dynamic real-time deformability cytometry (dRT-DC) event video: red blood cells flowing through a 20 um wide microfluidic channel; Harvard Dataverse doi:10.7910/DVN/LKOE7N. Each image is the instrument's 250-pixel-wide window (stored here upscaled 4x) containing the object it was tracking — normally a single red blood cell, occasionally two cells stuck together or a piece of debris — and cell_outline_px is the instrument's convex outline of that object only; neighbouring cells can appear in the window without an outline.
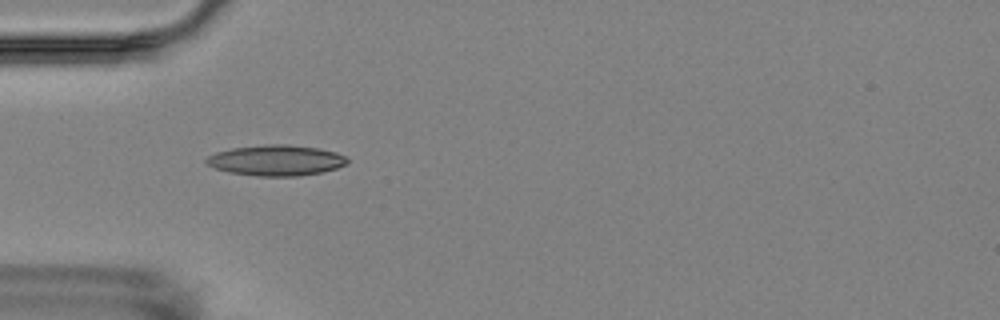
{"species": "Egyptian fruit bat (a non-hibernating species)", "species_latin": "Rousettus aegyptiacus", "temperature_condition": "room temperature", "stored_images_in_passage": 4, "camera_frame_rate_fps": 3000, "um_per_image_px": 0.085, "animal": {"sex": "female"}, "frame": {"image": 1, "passage_image": 4, "time_ms": 3.333, "image_size_px": [1000, 320], "cell_outline_px": [[348, 164], [336, 168], [320, 172], [300, 176], [256, 176], [228, 172], [204, 164], [204, 160], [208, 156], [216, 152], [232, 148], [264, 144], [288, 144], [320, 148], [336, 152], [344, 156], [348, 160]], "centroid_in_image_um": [23.45, 13.62], "position_along_channel_um": 61.6, "area_um2": 25.37}}